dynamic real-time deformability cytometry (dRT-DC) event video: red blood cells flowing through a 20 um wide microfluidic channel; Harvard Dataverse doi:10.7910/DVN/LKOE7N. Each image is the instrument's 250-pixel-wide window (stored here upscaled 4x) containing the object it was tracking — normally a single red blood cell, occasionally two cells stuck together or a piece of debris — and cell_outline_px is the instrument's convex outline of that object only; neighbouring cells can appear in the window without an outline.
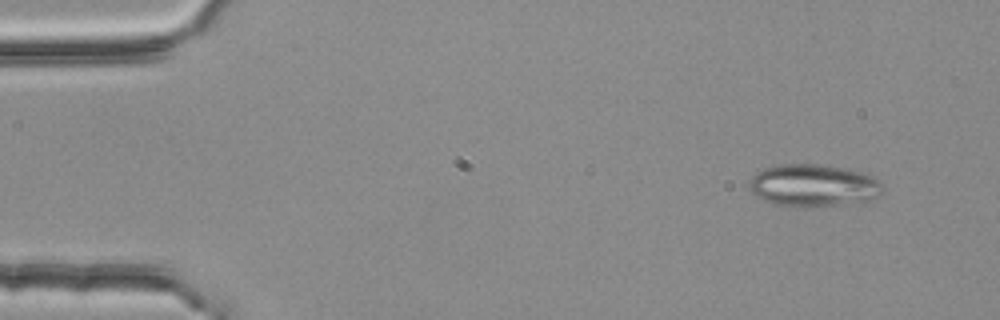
{"species": "common noctule bat (a hibernating species)", "species_latin": "Nyctalus noctula", "temperature_condition": "room temperature", "stored_images_in_passage": 3, "camera_frame_rate_fps": 3000, "um_per_image_px": 0.085, "animal": {"sex": "female", "body_mass_g": 25.1}, "frame": {"image": 1, "passage_image": 1, "time_ms": 0.0, "image_size_px": [1000, 320], "cell_outline_px": [[884, 188], [872, 200], [864, 204], [804, 208], [776, 204], [764, 200], [756, 196], [752, 192], [748, 184], [748, 180], [756, 172], [764, 168], [780, 164], [816, 164], [864, 172], [872, 176], [884, 184]], "centroid_in_image_um": [69.18, 15.8], "position_along_channel_um": 15.8, "area_um2": 33.7}}